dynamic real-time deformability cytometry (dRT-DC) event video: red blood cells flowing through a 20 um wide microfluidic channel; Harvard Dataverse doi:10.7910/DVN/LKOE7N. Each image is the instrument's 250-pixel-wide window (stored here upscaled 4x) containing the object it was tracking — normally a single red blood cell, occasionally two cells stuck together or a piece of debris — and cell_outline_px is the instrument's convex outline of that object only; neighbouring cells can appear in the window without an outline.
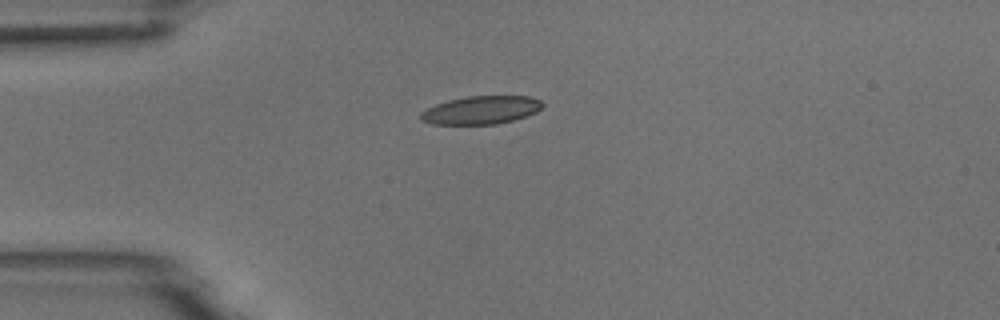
{"species": "common noctule bat (a hibernating species)", "species_latin": "Nyctalus noctula", "temperature_condition": "room temperature", "stored_images_in_passage": 6, "camera_frame_rate_fps": 3000, "um_per_image_px": 0.085, "animal": {"sex": "male", "body_mass_g": 18.8}, "frame": {"image": 1, "passage_image": 1, "time_ms": 0.0, "image_size_px": [1000, 320], "cell_outline_px": [[544, 104], [536, 112], [512, 120], [496, 124], [432, 124], [420, 120], [420, 112], [436, 104], [448, 100], [468, 96], [528, 96], [540, 100]], "centroid_in_image_um": [40.86, 9.35], "position_along_channel_um": 44.1, "area_um2": 19.83}}